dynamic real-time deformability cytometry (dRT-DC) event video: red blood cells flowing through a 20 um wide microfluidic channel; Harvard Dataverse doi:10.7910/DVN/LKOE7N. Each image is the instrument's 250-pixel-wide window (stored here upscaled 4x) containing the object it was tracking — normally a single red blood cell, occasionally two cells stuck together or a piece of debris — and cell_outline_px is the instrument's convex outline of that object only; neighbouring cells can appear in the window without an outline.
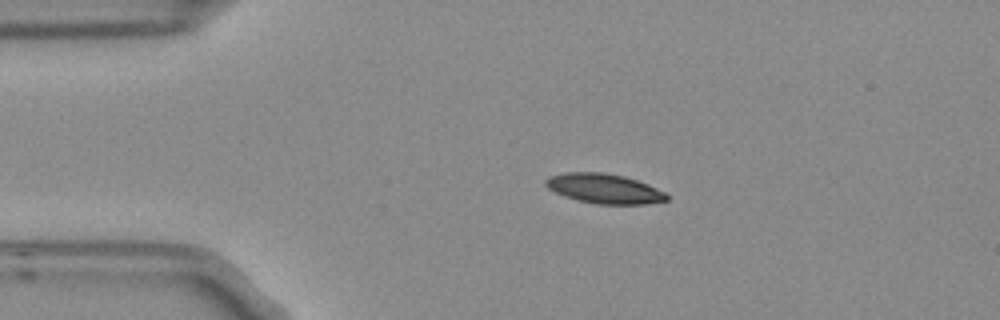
{"species": "Egyptian fruit bat (a non-hibernating species)", "species_latin": "Rousettus aegyptiacus", "temperature_condition": "room temperature", "stored_images_in_passage": 4, "camera_frame_rate_fps": 3000, "um_per_image_px": 0.085, "frame": {"image": 1, "passage_image": 3, "time_ms": 0.667, "image_size_px": [1000, 320], "cell_outline_px": [[668, 200], [644, 204], [596, 204], [564, 196], [548, 188], [544, 184], [544, 180], [548, 176], [564, 172], [600, 172], [624, 176], [648, 184], [664, 192], [668, 196]], "centroid_in_image_um": [51.33, 16.02], "position_along_channel_um": 33.7, "area_um2": 20.87}}